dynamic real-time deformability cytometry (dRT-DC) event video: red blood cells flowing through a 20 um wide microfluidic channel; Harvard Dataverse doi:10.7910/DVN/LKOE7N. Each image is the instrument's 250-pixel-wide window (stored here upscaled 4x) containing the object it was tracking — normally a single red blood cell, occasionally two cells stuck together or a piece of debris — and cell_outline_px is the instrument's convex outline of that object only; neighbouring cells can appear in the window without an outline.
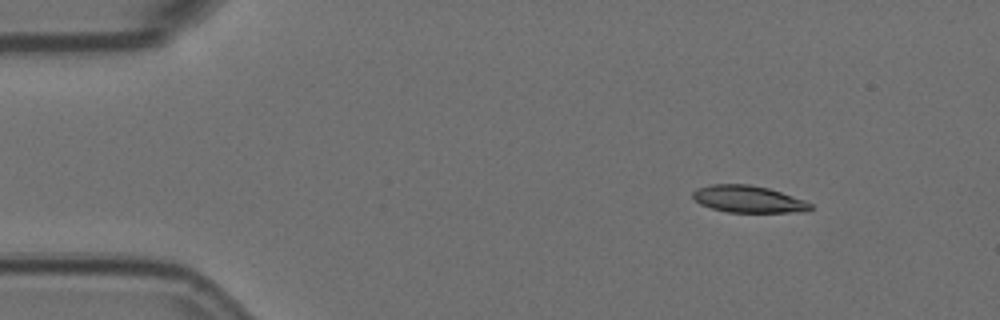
{"species": "Egyptian fruit bat (a non-hibernating species)", "species_latin": "Rousettus aegyptiacus", "temperature_condition": "room temperature", "stored_images_in_passage": 52, "segment_of_instrument_passage": [1, 2], "camera_frame_rate_fps": 3000, "um_per_image_px": 0.085, "animal": {"sex": "female"}, "frame": {"image": 1, "passage_image": 1, "time_ms": 0.0, "image_size_px": [1000, 320], "cell_outline_px": [[812, 208], [808, 212], [728, 212], [712, 208], [700, 204], [692, 196], [692, 192], [696, 188], [712, 184], [748, 184], [768, 188], [804, 200], [812, 204]], "centroid_in_image_um": [63.6, 16.93], "position_along_channel_um": 21.4, "area_um2": 18.44}}
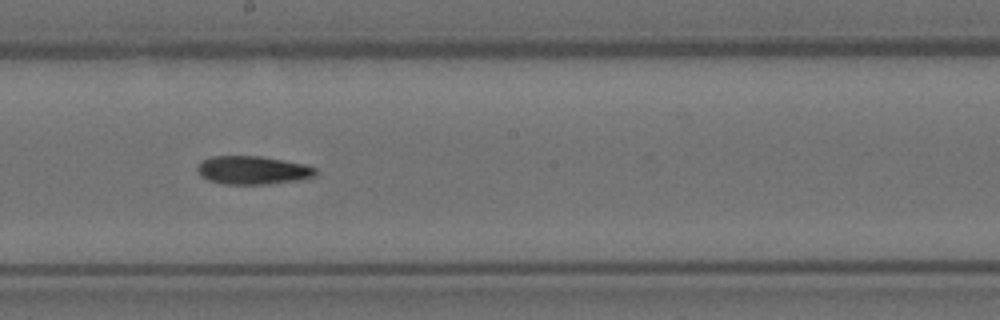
{"frame": {"image": 2, "passage_image": 25, "time_ms": 8.0, "image_size_px": [1000, 320], "cell_outline_px": [[316, 176], [300, 180], [268, 184], [224, 184], [208, 180], [200, 176], [196, 168], [196, 164], [212, 156], [260, 156], [284, 160], [304, 164], [316, 168]], "centroid_in_image_um": [21.47, 14.47], "position_along_channel_um": 226.7, "area_um2": 19.65}}
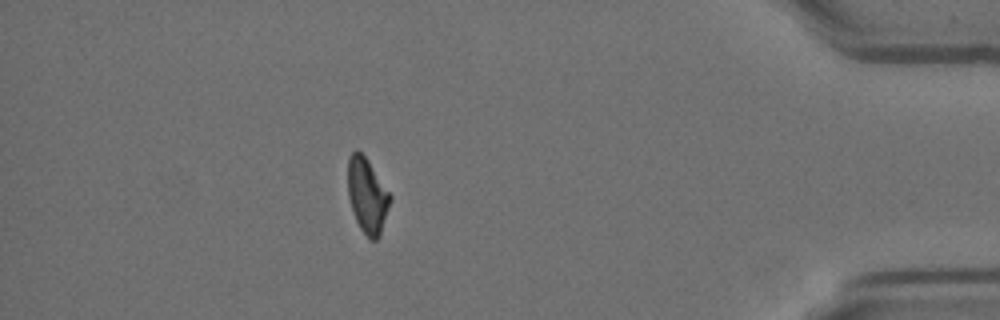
{"frame": {"image": 3, "passage_image": 44, "time_ms": 14.333, "image_size_px": [1000, 320], "cell_outline_px": [[392, 196], [380, 236], [376, 240], [368, 240], [360, 228], [356, 220], [348, 196], [348, 156], [356, 148], [368, 160]], "centroid_in_image_um": [31.21, 16.63], "position_along_channel_um": 404.0, "area_um2": 18.5}}